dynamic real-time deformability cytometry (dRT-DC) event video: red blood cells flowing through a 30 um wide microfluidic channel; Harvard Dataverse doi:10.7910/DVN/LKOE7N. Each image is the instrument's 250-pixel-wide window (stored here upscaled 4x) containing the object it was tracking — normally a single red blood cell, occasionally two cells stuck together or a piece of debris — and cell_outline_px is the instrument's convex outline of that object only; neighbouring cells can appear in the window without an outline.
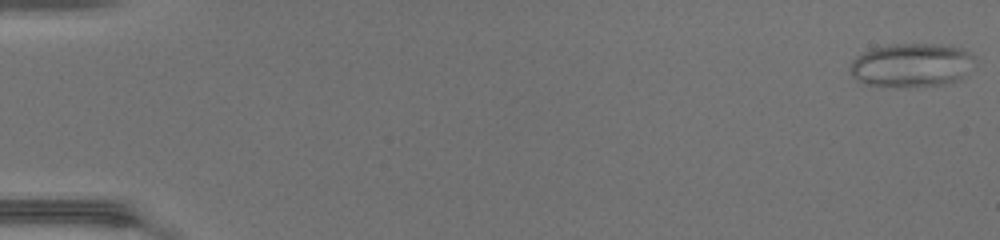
{"species": "common noctule bat (a hibernating species)", "species_latin": "Nyctalus noctula", "temperature_condition": "warm", "stored_images_in_passage": 48, "camera_frame_rate_fps": 3000, "um_per_image_px": 0.085, "animal": {"sex": "female", "body_mass_g": 17.0, "forearm_length_mm": 48.0}, "frame": {"image": 1, "passage_image": 1, "time_ms": 0.0, "image_size_px": [1000, 240], "cell_outline_px": [[972, 56], [960, 76], [956, 80], [944, 84], [912, 88], [880, 88], [864, 84], [856, 80], [848, 72], [848, 68], [852, 60], [856, 56], [872, 48], [892, 44], [932, 44], [960, 48], [968, 52]], "centroid_in_image_um": [77.27, 5.58], "position_along_channel_um": 7.7, "area_um2": 31.73}}
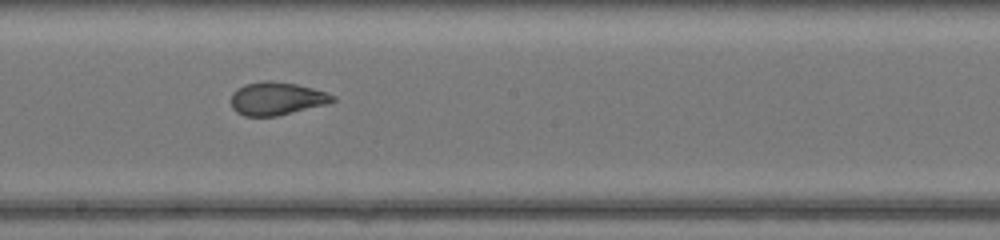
{"frame": {"image": 2, "passage_image": 28, "time_ms": 9.0, "image_size_px": [1000, 240], "cell_outline_px": [[336, 100], [324, 104], [276, 116], [244, 116], [236, 112], [232, 108], [232, 92], [236, 88], [244, 84], [264, 80], [268, 80], [296, 84], [312, 88], [336, 96]], "centroid_in_image_um": [23.46, 8.37], "position_along_channel_um": 224.7, "area_um2": 19.36}}
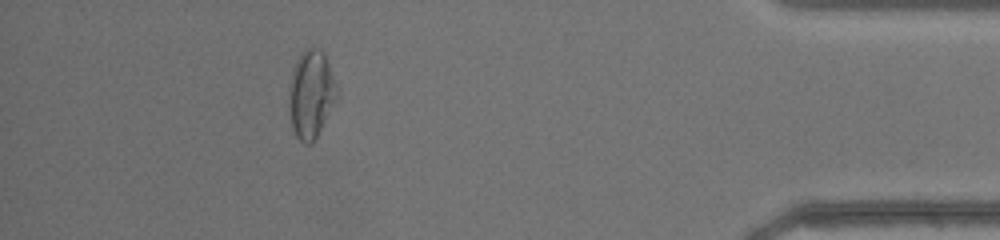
{"frame": {"image": 3, "passage_image": 44, "time_ms": 14.333, "image_size_px": [1000, 240], "cell_outline_px": [[336, 96], [316, 140], [312, 144], [304, 144], [296, 136], [292, 128], [288, 112], [288, 84], [292, 68], [300, 52], [304, 48], [312, 44], [320, 48], [324, 52], [336, 84]], "centroid_in_image_um": [26.37, 7.96], "position_along_channel_um": 408.8, "area_um2": 25.09}, "authors_computed_cell_mechanics": {"area_um2": 22.2819, "velocity_mm_per_s": 4.3617, "shape_relaxation_time_tau1_ms": null, "shape_relaxation_time_tau2_ms": 0.8871, "deformation_change_tau1": null, "deformation_change_tau2": 0.0817}}